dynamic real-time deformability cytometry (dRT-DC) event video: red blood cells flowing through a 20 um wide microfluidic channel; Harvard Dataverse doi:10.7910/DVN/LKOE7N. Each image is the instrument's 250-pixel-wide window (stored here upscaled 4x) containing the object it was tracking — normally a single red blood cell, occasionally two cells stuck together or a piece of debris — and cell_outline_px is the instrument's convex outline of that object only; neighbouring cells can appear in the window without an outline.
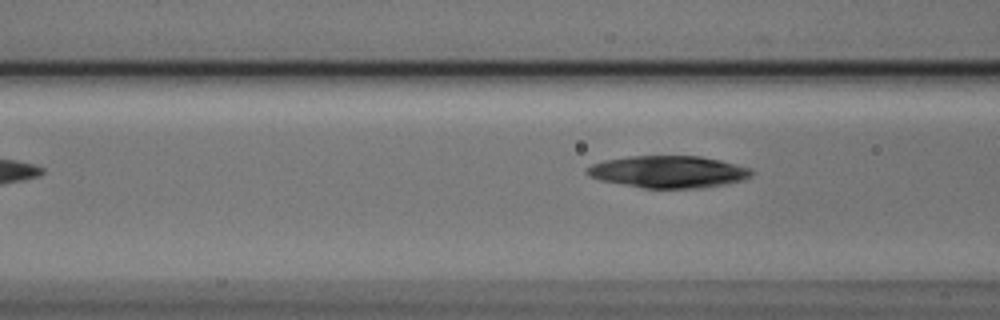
{"species": "Egyptian fruit bat (a non-hibernating species)", "species_latin": "Rousettus aegyptiacus", "temperature_condition": "cold", "stored_images_in_passage": 4, "camera_frame_rate_fps": 3000, "um_per_image_px": 0.085, "animal": {"sex": "male"}, "frame": {"image": 1, "passage_image": 4, "time_ms": 1.0, "image_size_px": [1000, 320], "cell_outline_px": [[756, 172], [752, 176], [744, 180], [728, 184], [700, 188], [644, 188], [600, 180], [584, 172], [592, 164], [604, 160], [628, 156], [700, 156], [720, 160], [752, 168]], "centroid_in_image_um": [56.88, 14.6], "position_along_channel_um": 109.7, "area_um2": 30.92}}